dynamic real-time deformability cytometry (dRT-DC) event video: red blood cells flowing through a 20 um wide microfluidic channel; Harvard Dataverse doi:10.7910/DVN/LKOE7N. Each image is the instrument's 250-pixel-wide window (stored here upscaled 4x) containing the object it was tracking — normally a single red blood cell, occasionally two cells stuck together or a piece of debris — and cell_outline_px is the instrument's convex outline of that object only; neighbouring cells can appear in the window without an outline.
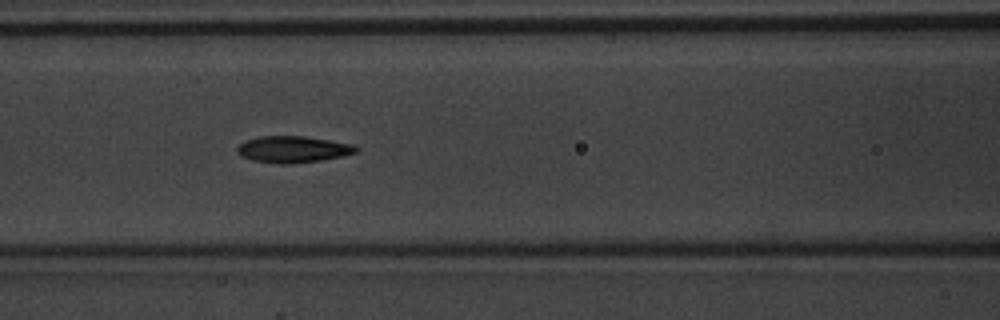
{"species": "common noctule bat (a hibernating species)", "species_latin": "Nyctalus noctula", "temperature_condition": "warm", "stored_images_in_passage": 50, "camera_frame_rate_fps": 3000, "um_per_image_px": 0.085, "animal": {"sex": "male", "body_mass_g": 20.1, "forearm_length_mm": 53.5}, "frame": {"image": 1, "passage_image": 22, "time_ms": 7.0, "image_size_px": [1000, 320], "cell_outline_px": [[360, 148], [356, 152], [344, 156], [320, 160], [284, 164], [280, 164], [252, 160], [240, 156], [236, 152], [236, 148], [244, 140], [260, 136], [304, 136], [352, 144]], "centroid_in_image_um": [24.87, 12.69], "position_along_channel_um": 141.7, "area_um2": 18.38}, "authors_computed_cell_mechanics": {"area_um2": 17.8024, "velocity_mm_per_s": 4.1665, "shape_relaxation_time_tau1_ms": 3.1348, "shape_relaxation_time_tau2_ms": 1.5209, "deformation_change_tau1": 0.1569, "deformation_change_tau2": 0.0758}}